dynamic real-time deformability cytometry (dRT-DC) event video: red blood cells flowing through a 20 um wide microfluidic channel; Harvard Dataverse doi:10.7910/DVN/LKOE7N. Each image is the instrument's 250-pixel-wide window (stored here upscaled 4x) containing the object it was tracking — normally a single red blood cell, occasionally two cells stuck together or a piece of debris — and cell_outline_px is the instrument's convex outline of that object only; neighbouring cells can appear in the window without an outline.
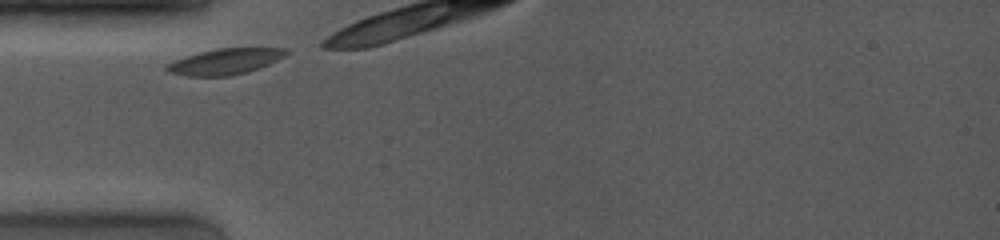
{"species": "common noctule bat (a hibernating species)", "species_latin": "Nyctalus noctula", "temperature_condition": "room temperature", "stored_images_in_passage": 4, "camera_frame_rate_fps": 4000, "um_per_image_px": 0.085, "animal": {"sex": "female", "body_mass_g": 19.0, "forearm_length_mm": 53.3}, "frame": {"image": 1, "passage_image": 1, "time_ms": 0.0, "image_size_px": [1000, 240], "cell_outline_px": [[288, 52], [284, 56], [268, 64], [248, 72], [232, 76], [188, 76], [168, 72], [164, 68], [168, 64], [176, 60], [200, 52], [216, 48], [288, 48]], "centroid_in_image_um": [19.14, 5.23], "position_along_channel_um": 65.9, "area_um2": 17.8}}